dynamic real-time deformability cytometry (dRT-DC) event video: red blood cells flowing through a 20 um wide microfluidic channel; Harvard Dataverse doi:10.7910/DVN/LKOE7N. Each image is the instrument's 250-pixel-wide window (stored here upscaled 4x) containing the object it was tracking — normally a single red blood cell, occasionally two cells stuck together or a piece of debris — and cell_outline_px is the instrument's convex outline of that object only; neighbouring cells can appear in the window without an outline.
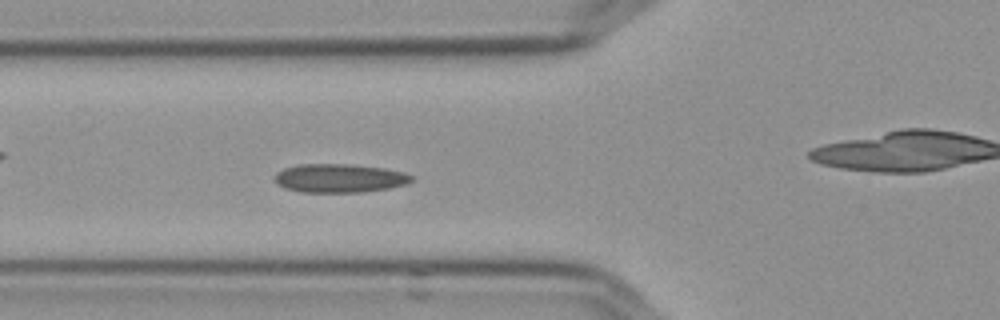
{"species": "Egyptian fruit bat (a non-hibernating species)", "species_latin": "Rousettus aegyptiacus", "temperature_condition": "cold", "stored_images_in_passage": 56, "camera_frame_rate_fps": 3000, "um_per_image_px": 0.085, "frame": {"image": 1, "passage_image": 20, "time_ms": 6.333, "image_size_px": [1000, 320], "cell_outline_px": [[412, 180], [408, 184], [388, 188], [364, 192], [300, 192], [284, 188], [276, 184], [272, 176], [276, 172], [284, 168], [300, 164], [348, 164], [384, 168], [404, 172], [412, 176]], "centroid_in_image_um": [28.81, 15.15], "position_along_channel_um": 97.0, "area_um2": 23.06}}
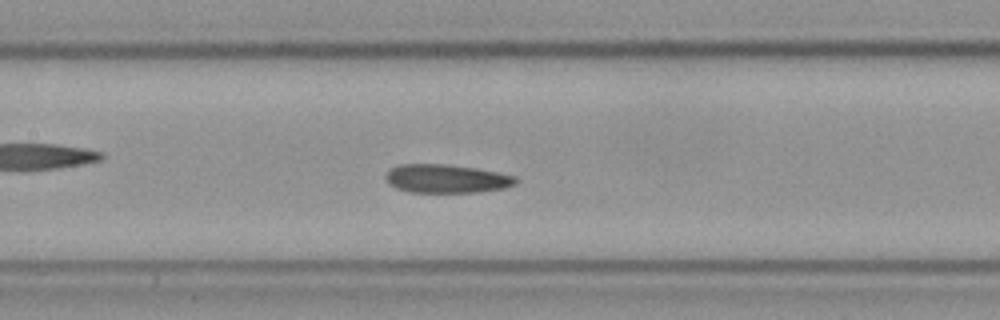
{"frame": {"image": 2, "passage_image": 26, "time_ms": 8.333, "image_size_px": [1000, 320], "cell_outline_px": [[516, 184], [504, 188], [476, 192], [408, 192], [396, 188], [388, 184], [384, 176], [392, 168], [400, 164], [444, 164], [476, 168], [516, 176]], "centroid_in_image_um": [37.92, 15.19], "position_along_channel_um": 169.5, "area_um2": 21.56}}
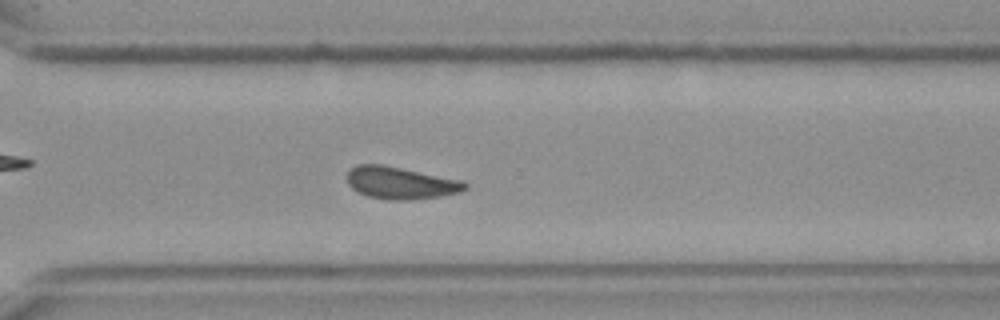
{"frame": {"image": 3, "passage_image": 40, "time_ms": 13.0, "image_size_px": [1000, 320], "cell_outline_px": [[468, 188], [460, 192], [440, 196], [408, 200], [392, 200], [368, 196], [352, 188], [348, 184], [348, 172], [356, 164], [380, 164], [464, 180], [468, 184]], "centroid_in_image_um": [34.09, 15.54], "position_along_channel_um": 336.5, "area_um2": 22.02}, "authors_computed_cell_mechanics": {"area_um2": 21.964, "velocity_mm_per_s": 3.5927, "shape_relaxation_time_tau1_ms": null, "shape_relaxation_time_tau2_ms": 9.2374, "deformation_change_tau1": null, "deformation_change_tau2": 0.1481}}